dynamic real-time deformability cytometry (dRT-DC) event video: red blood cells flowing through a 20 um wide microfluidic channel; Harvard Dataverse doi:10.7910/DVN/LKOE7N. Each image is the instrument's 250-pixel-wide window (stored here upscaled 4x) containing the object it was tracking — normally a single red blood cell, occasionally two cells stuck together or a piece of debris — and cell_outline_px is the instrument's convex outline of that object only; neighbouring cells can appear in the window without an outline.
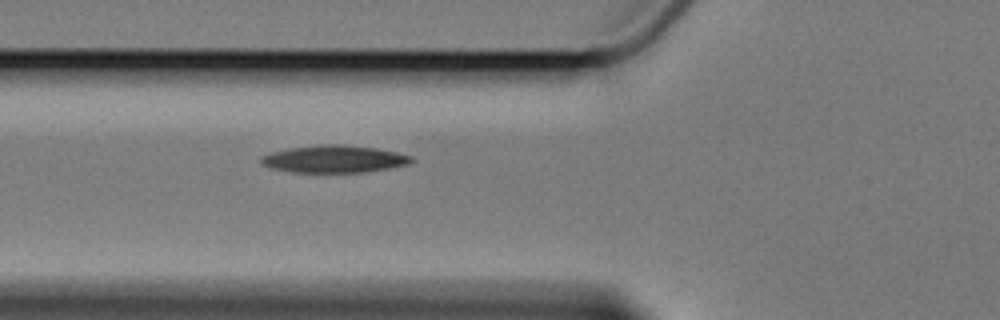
{"species": "Egyptian fruit bat (a non-hibernating species)", "species_latin": "Rousettus aegyptiacus", "temperature_condition": "cold", "stored_images_in_passage": 2, "camera_frame_rate_fps": 3000, "um_per_image_px": 0.085, "animal": {"sex": "female"}, "frame": {"image": 1, "passage_image": 2, "time_ms": 1.0, "image_size_px": [1000, 320], "cell_outline_px": [[416, 160], [408, 164], [388, 168], [364, 172], [292, 172], [268, 168], [260, 164], [260, 156], [272, 152], [288, 148], [324, 144], [344, 144], [376, 148], [396, 152], [412, 156]], "centroid_in_image_um": [28.37, 13.51], "position_along_channel_um": 97.4, "area_um2": 24.1}}